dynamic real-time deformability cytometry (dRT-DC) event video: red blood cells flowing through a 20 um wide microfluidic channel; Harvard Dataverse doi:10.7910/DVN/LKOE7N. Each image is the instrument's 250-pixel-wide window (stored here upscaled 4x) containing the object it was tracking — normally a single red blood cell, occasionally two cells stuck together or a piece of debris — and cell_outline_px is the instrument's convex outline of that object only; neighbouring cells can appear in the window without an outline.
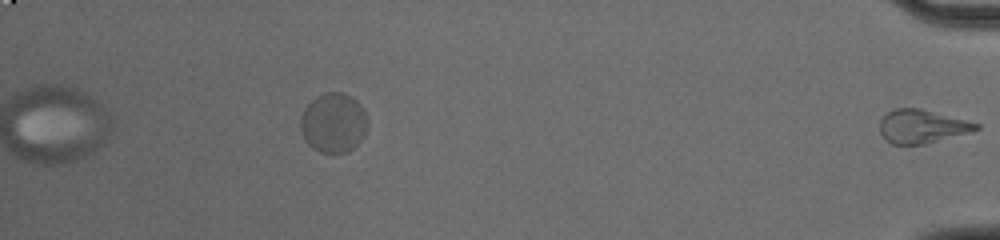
{"species": "common noctule bat (a hibernating species)", "species_latin": "Nyctalus noctula", "temperature_condition": "cold", "stored_images_in_passage": 44, "segment_of_instrument_passage": [2, 2], "camera_frame_rate_fps": 3000, "um_per_image_px": 0.085, "animal": {"sex": "male", "body_mass_g": 20.0, "forearm_length_mm": 53.3}, "frame": {"image": 1, "passage_image": 44, "time_ms": 14.333, "image_size_px": [1000, 240], "cell_outline_px": [[980, 128], [972, 132], [924, 144], [892, 144], [884, 140], [880, 132], [880, 120], [888, 112], [896, 108], [920, 108], [980, 124]], "centroid_in_image_um": [78.35, 10.75], "position_along_channel_um": 356.8, "area_um2": 18.73}}